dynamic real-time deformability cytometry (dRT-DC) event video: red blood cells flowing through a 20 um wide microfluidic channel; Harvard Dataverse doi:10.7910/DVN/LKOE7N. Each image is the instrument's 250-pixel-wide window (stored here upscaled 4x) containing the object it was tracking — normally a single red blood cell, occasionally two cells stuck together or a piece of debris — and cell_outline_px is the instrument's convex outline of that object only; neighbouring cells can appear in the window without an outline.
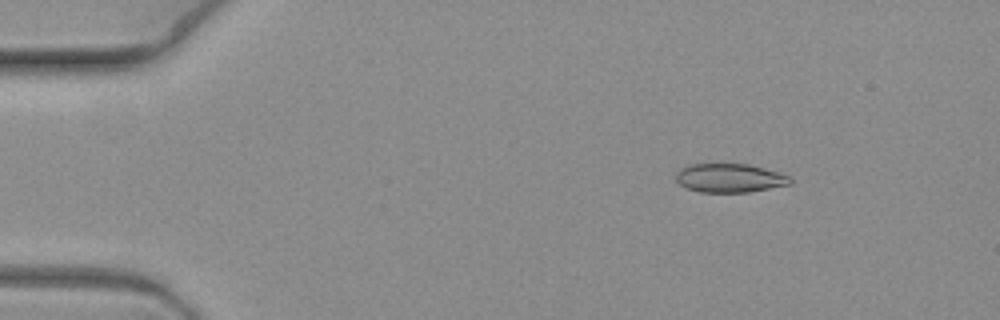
{"species": "common noctule bat (a hibernating species)", "species_latin": "Nyctalus noctula", "temperature_condition": "warm", "stored_images_in_passage": 11, "camera_frame_rate_fps": 3000, "um_per_image_px": 0.085, "animal": {"sex": "female", "body_mass_g": 19.3, "forearm_length_mm": 54.1}, "frame": {"image": 1, "passage_image": 3, "time_ms": 0.667, "image_size_px": [1000, 320], "cell_outline_px": [[792, 184], [748, 192], [700, 192], [688, 188], [680, 184], [676, 180], [676, 172], [680, 168], [688, 164], [748, 164], [780, 172], [788, 176], [792, 180]], "centroid_in_image_um": [62.02, 15.12], "position_along_channel_um": 23.0, "area_um2": 19.19}}
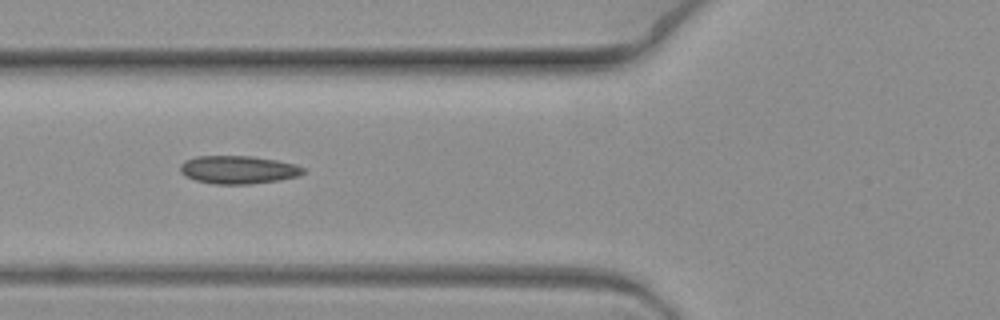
{"frame": {"image": 2, "passage_image": 8, "time_ms": 2.333, "image_size_px": [1000, 320], "cell_outline_px": [[304, 172], [296, 176], [280, 180], [252, 184], [212, 184], [196, 180], [184, 176], [180, 172], [180, 164], [184, 160], [196, 156], [252, 156], [276, 160], [296, 164], [304, 168]], "centroid_in_image_um": [20.21, 14.43], "position_along_channel_um": 105.6, "area_um2": 20.23}}
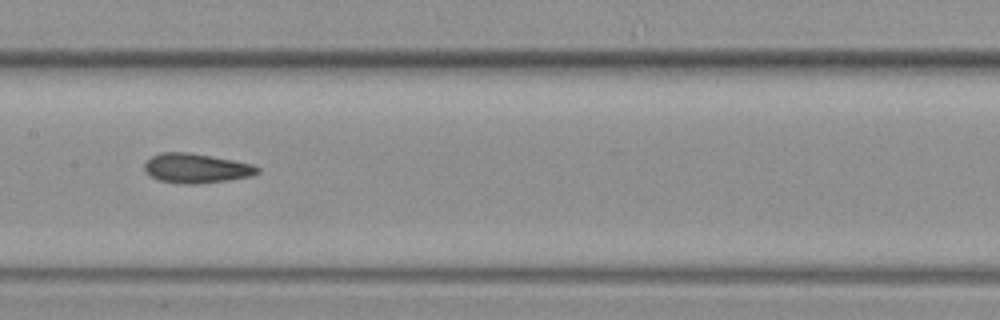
{"frame": {"image": 3, "passage_image": 10, "time_ms": 3.0, "image_size_px": [1000, 320], "cell_outline_px": [[260, 172], [252, 176], [228, 180], [192, 184], [184, 184], [160, 180], [152, 176], [144, 168], [144, 164], [152, 156], [160, 152], [188, 152], [212, 156], [252, 164], [260, 168]], "centroid_in_image_um": [16.71, 14.29], "position_along_channel_um": 190.7, "area_um2": 19.25}}